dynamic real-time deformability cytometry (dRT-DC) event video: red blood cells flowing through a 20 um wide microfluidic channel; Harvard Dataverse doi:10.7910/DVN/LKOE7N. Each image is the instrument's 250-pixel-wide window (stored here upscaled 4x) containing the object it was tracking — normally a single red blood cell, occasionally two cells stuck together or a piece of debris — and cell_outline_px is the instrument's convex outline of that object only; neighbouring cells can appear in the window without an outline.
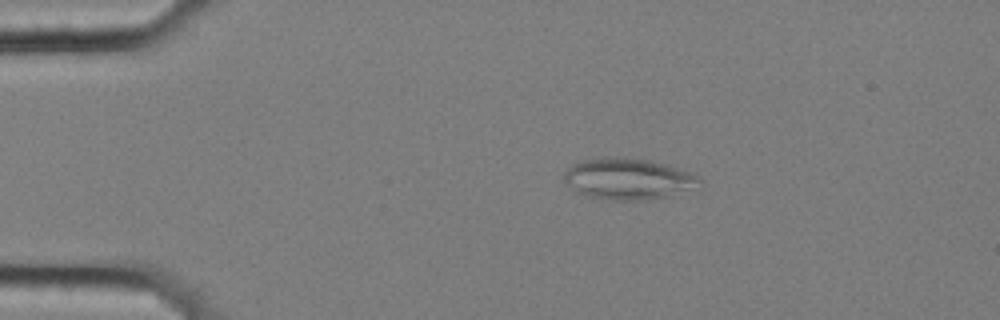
{"species": "common noctule bat (a hibernating species)", "species_latin": "Nyctalus noctula", "temperature_condition": "cold", "stored_images_in_passage": 47, "camera_frame_rate_fps": 3000, "um_per_image_px": 0.085, "animal": {"sex": "female", "body_mass_g": 25.1}, "frame": {"image": 1, "passage_image": 1, "time_ms": 0.0, "image_size_px": [1000, 320], "cell_outline_px": [[704, 184], [668, 196], [640, 200], [604, 200], [584, 196], [576, 192], [564, 180], [564, 172], [572, 164], [584, 160], [604, 156], [624, 156], [652, 160], [692, 172], [700, 176], [704, 180]], "centroid_in_image_um": [53.41, 15.19], "position_along_channel_um": 31.6, "area_um2": 33.18}}
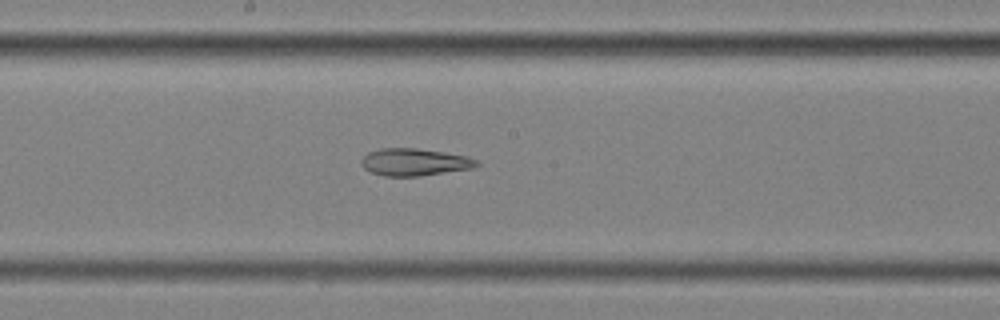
{"frame": {"image": 2, "passage_image": 21, "time_ms": 6.667, "image_size_px": [1000, 320], "cell_outline_px": [[480, 164], [472, 168], [420, 176], [384, 176], [368, 172], [360, 164], [360, 160], [368, 152], [380, 148], [416, 148], [468, 156], [480, 160]], "centroid_in_image_um": [35.21, 13.78], "position_along_channel_um": 213.0, "area_um2": 18.5}}
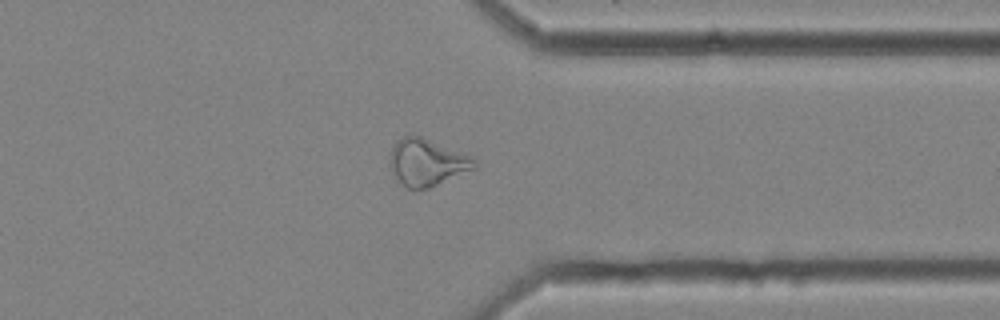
{"frame": {"image": 3, "passage_image": 35, "time_ms": 11.333, "image_size_px": [1000, 320], "cell_outline_px": [[476, 168], [428, 188], [408, 188], [392, 172], [388, 164], [392, 148], [404, 136], [420, 136], [472, 156], [476, 160]], "centroid_in_image_um": [36.31, 13.8], "position_along_channel_um": 375.1, "area_um2": 22.6}, "authors_computed_cell_mechanics": {"area_um2": 22.5998, "velocity_mm_per_s": 3.5118, "shape_relaxation_time_tau1_ms": null, "shape_relaxation_time_tau2_ms": 3.3215, "deformation_change_tau1": null, "deformation_change_tau2": 0.13}}